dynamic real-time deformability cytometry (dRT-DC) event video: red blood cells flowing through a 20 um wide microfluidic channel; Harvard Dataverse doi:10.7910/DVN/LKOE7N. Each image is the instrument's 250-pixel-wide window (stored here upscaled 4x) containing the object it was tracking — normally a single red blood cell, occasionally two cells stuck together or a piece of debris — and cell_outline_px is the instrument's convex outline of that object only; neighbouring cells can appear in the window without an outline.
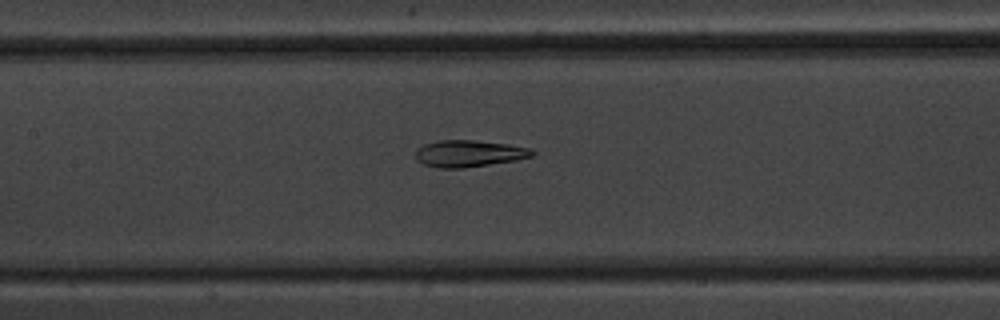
{"species": "common noctule bat (a hibernating species)", "species_latin": "Nyctalus noctula", "temperature_condition": "warm", "stored_images_in_passage": 43, "segment_of_instrument_passage": [1, 2], "camera_frame_rate_fps": 3000, "um_per_image_px": 0.085, "animal": {"sex": "male", "body_mass_g": 20.1, "forearm_length_mm": 53.5}, "frame": {"image": 1, "passage_image": 25, "time_ms": 8.0, "image_size_px": [1000, 320], "cell_outline_px": [[536, 152], [532, 156], [516, 160], [464, 168], [436, 168], [424, 164], [416, 160], [416, 148], [424, 144], [440, 140], [472, 140], [508, 144], [528, 148]], "centroid_in_image_um": [39.82, 13.05], "position_along_channel_um": 167.6, "area_um2": 18.15}}
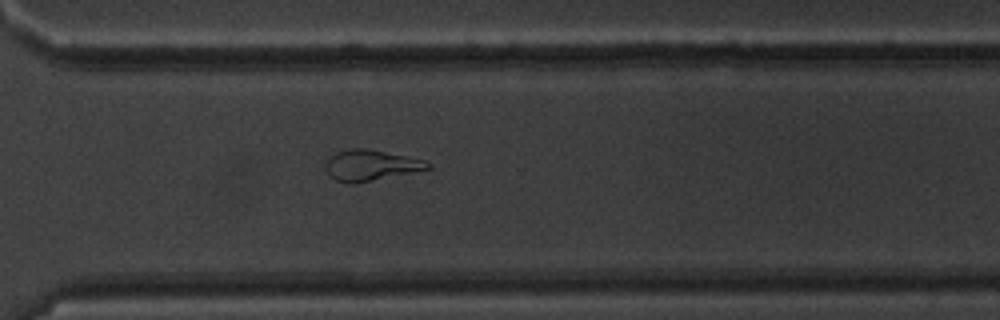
{"frame": {"image": 2, "passage_image": 38, "time_ms": 12.333, "image_size_px": [1000, 320], "cell_outline_px": [[432, 168], [352, 184], [348, 184], [336, 180], [324, 168], [324, 164], [336, 152], [348, 148], [368, 148], [424, 160], [432, 164]], "centroid_in_image_um": [31.5, 14.04], "position_along_channel_um": 339.1, "area_um2": 18.15}}
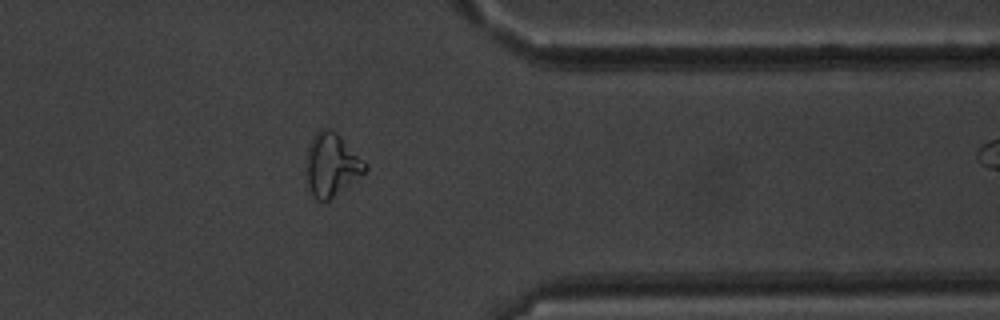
{"frame": {"image": 3, "passage_image": 42, "time_ms": 13.667, "image_size_px": [1000, 320], "cell_outline_px": [[368, 168], [364, 172], [324, 204], [316, 200], [312, 196], [308, 188], [308, 148], [312, 136], [320, 128], [328, 128], [336, 132], [340, 136]], "centroid_in_image_um": [28.14, 14.03], "position_along_channel_um": 383.3, "area_um2": 20.92}}